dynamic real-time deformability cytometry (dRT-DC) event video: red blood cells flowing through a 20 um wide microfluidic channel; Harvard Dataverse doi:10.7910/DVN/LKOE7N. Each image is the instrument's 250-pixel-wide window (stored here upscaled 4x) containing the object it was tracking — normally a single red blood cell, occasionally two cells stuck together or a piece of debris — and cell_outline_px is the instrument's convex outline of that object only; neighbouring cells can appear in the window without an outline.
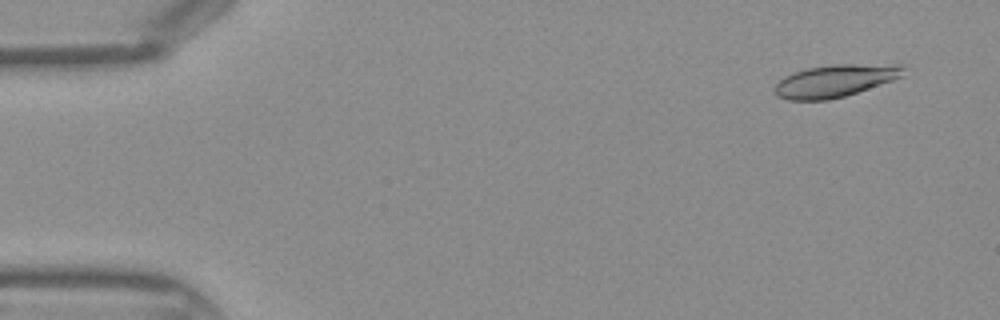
{"species": "Egyptian fruit bat (a non-hibernating species)", "species_latin": "Rousettus aegyptiacus", "temperature_condition": "warm", "stored_images_in_passage": 14, "camera_frame_rate_fps": 3000, "um_per_image_px": 0.085, "frame": {"image": 1, "passage_image": 3, "time_ms": 0.667, "image_size_px": [1000, 320], "cell_outline_px": [[904, 76], [844, 96], [828, 100], [788, 100], [776, 96], [772, 92], [772, 88], [784, 76], [808, 68], [832, 64], [904, 64]], "centroid_in_image_um": [70.96, 6.86], "position_along_channel_um": 14.0, "area_um2": 24.39}}